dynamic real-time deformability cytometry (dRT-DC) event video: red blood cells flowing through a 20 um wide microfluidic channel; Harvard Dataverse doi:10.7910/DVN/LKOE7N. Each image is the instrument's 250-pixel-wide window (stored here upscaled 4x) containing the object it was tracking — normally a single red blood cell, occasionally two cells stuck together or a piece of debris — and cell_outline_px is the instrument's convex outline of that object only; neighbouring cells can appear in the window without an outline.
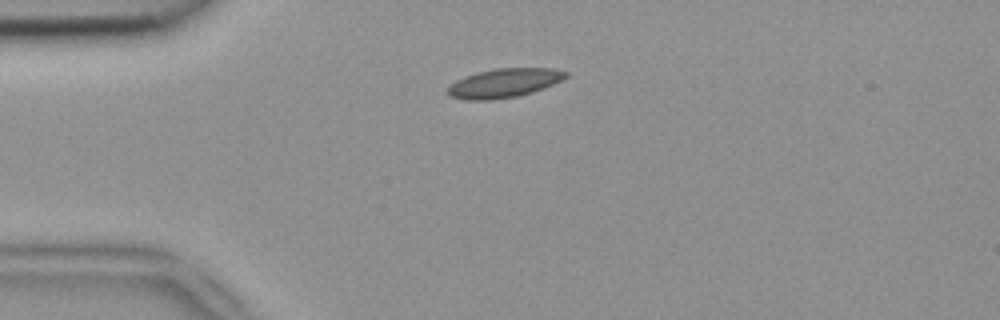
{"species": "common noctule bat (a hibernating species)", "species_latin": "Nyctalus noctula", "temperature_condition": "room temperature", "stored_images_in_passage": 3, "camera_frame_rate_fps": 3000, "um_per_image_px": 0.085, "animal": {"sex": "female", "body_mass_g": 18.4}, "frame": {"image": 1, "passage_image": 1, "time_ms": 0.0, "image_size_px": [1000, 320], "cell_outline_px": [[568, 76], [544, 88], [532, 92], [516, 96], [492, 100], [464, 100], [452, 96], [448, 92], [448, 88], [456, 80], [464, 76], [476, 72], [496, 68], [552, 68], [568, 72]], "centroid_in_image_um": [42.84, 7.05], "position_along_channel_um": 42.2, "area_um2": 19.83}}